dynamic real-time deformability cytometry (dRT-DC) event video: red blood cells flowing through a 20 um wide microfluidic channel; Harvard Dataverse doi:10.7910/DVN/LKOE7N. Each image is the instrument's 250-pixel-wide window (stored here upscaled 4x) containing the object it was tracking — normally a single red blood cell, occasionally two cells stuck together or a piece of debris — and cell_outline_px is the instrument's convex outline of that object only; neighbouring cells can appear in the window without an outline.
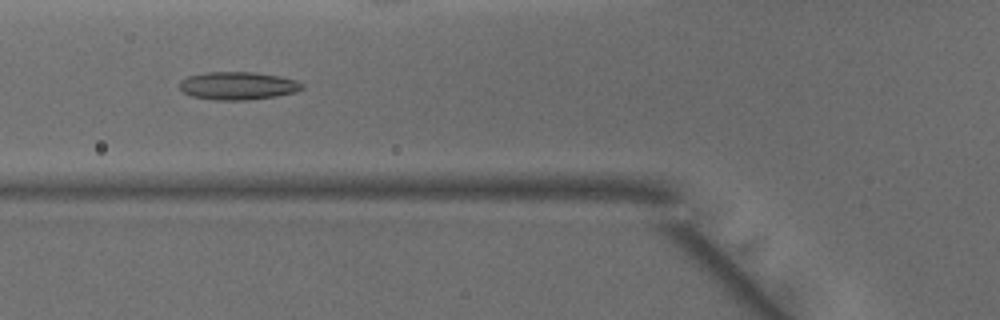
{"species": "common noctule bat (a hibernating species)", "species_latin": "Nyctalus noctula", "temperature_condition": "warm", "stored_images_in_passage": 47, "camera_frame_rate_fps": 3000, "um_per_image_px": 0.085, "animal": {"sex": "male", "body_mass_g": 15.6}, "frame": {"image": 1, "passage_image": 18, "time_ms": 5.667, "image_size_px": [1000, 320], "cell_outline_px": [[304, 88], [296, 92], [276, 96], [244, 100], [216, 100], [192, 96], [184, 92], [180, 88], [180, 80], [188, 76], [204, 72], [256, 72], [280, 76], [296, 80]], "centroid_in_image_um": [20.21, 7.28], "position_along_channel_um": 105.6, "area_um2": 19.88}}
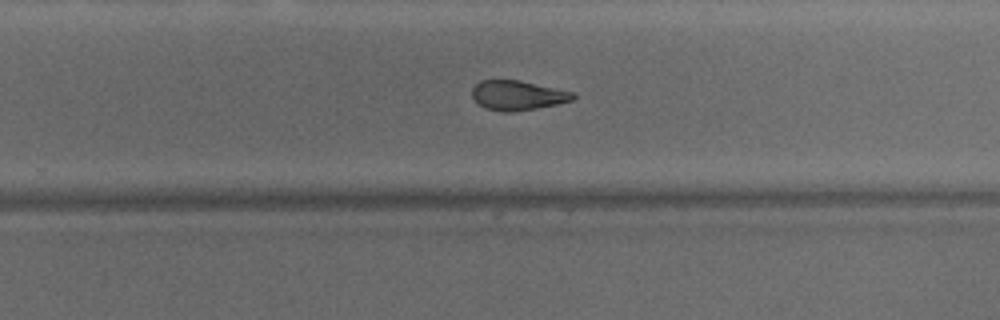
{"frame": {"image": 2, "passage_image": 31, "time_ms": 10.0, "image_size_px": [1000, 320], "cell_outline_px": [[576, 96], [572, 100], [556, 104], [536, 108], [512, 112], [500, 112], [484, 108], [472, 96], [472, 88], [480, 80], [520, 80], [576, 92]], "centroid_in_image_um": [44.01, 8.1], "position_along_channel_um": 285.8, "area_um2": 17.51}}
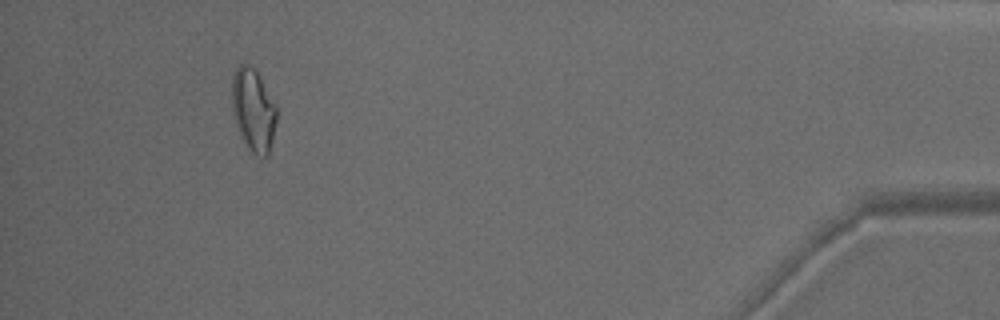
{"frame": {"image": 3, "passage_image": 45, "time_ms": 14.667, "image_size_px": [1000, 320], "cell_outline_px": [[276, 124], [268, 156], [260, 160], [248, 152], [244, 144], [232, 116], [232, 72], [240, 64], [248, 64], [256, 72], [276, 104]], "centroid_in_image_um": [21.51, 9.44], "position_along_channel_um": 413.7, "area_um2": 22.02}, "authors_computed_cell_mechanics": {"area_um2": 19.4786, "velocity_mm_per_s": 4.1563, "shape_relaxation_time_tau1_ms": 8.034, "shape_relaxation_time_tau2_ms": 1.9859, "deformation_change_tau1": 0.2098, "deformation_change_tau2": 0.0996}}